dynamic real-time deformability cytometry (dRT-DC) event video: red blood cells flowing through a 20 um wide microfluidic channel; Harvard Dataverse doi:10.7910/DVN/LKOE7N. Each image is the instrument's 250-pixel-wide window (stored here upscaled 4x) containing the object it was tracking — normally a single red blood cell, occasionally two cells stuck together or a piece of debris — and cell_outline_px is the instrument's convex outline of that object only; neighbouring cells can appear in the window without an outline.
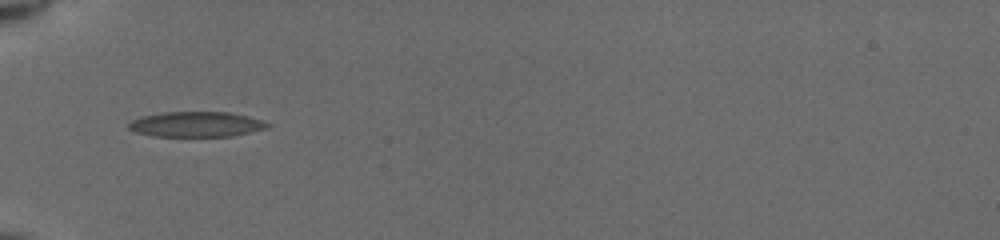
{"species": "common noctule bat (a hibernating species)", "species_latin": "Nyctalus noctula", "temperature_condition": "cold", "stored_images_in_passage": 40, "camera_frame_rate_fps": 3000, "um_per_image_px": 0.085, "animal": {"sex": "female", "body_mass_g": 19.5, "forearm_length_mm": 54.1}, "frame": {"image": 1, "passage_image": 1, "time_ms": 0.0, "image_size_px": [1000, 240], "cell_outline_px": [[272, 124], [268, 128], [232, 136], [152, 136], [136, 132], [128, 128], [128, 124], [132, 120], [140, 116], [160, 112], [228, 112], [248, 116]], "centroid_in_image_um": [16.66, 10.56], "position_along_channel_um": 68.3, "area_um2": 20.46}}
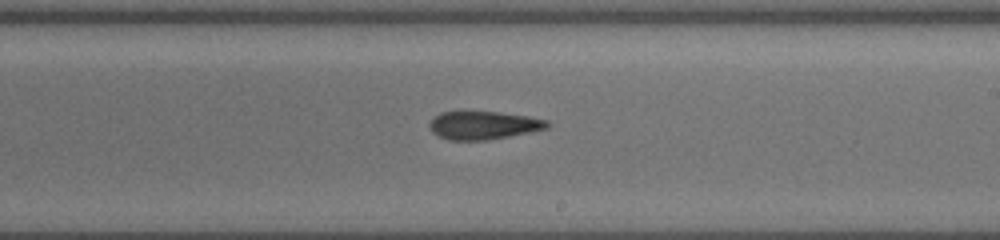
{"frame": {"image": 2, "passage_image": 17, "time_ms": 4.667, "image_size_px": [1000, 240], "cell_outline_px": [[552, 124], [548, 128], [488, 140], [448, 140], [432, 132], [428, 124], [440, 112], [496, 112], [528, 116], [548, 120]], "centroid_in_image_um": [41.12, 10.65], "position_along_channel_um": 247.9, "area_um2": 19.13}}
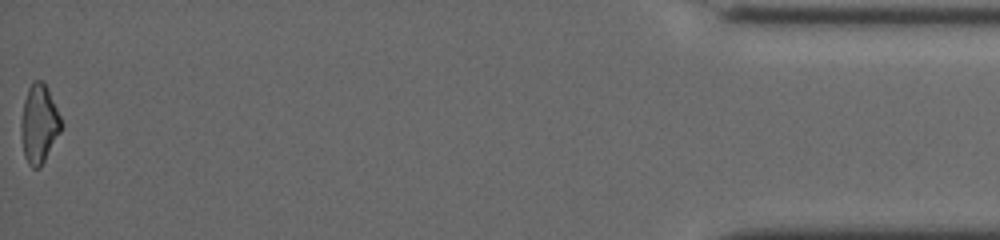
{"frame": {"image": 3, "passage_image": 40, "time_ms": 11.333, "image_size_px": [1000, 240], "cell_outline_px": [[64, 124], [60, 132], [40, 168], [32, 168], [28, 164], [24, 156], [20, 128], [20, 120], [24, 100], [28, 88], [32, 80], [44, 80], [48, 88]], "centroid_in_image_um": [3.32, 10.5], "position_along_channel_um": 431.9, "area_um2": 18.67}, "authors_computed_cell_mechanics": {"area_um2": 19.3052, "velocity_mm_per_s": 3.9578, "shape_relaxation_time_tau1_ms": null, "shape_relaxation_time_tau2_ms": 3.9929, "deformation_change_tau1": null, "deformation_change_tau2": 0.1372}}